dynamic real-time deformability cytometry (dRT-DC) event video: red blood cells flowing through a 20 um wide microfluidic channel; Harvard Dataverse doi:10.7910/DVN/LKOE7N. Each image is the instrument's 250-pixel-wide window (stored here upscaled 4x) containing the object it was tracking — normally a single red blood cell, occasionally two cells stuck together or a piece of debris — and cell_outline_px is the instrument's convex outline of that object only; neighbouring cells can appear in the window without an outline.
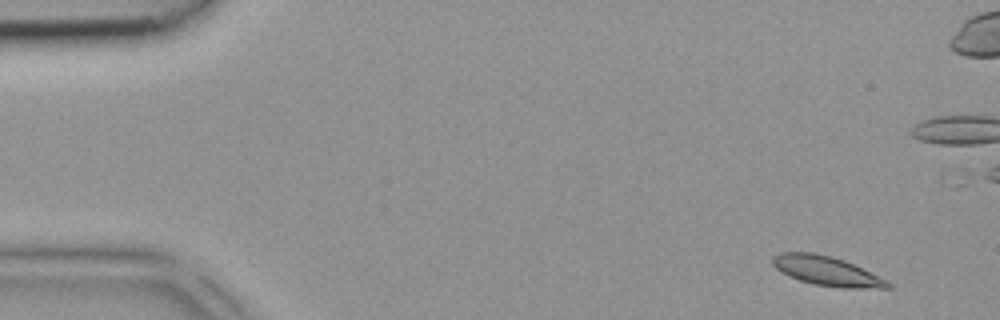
{"species": "common noctule bat (a hibernating species)", "species_latin": "Nyctalus noctula", "temperature_condition": "room temperature", "stored_images_in_passage": 5, "camera_frame_rate_fps": 3000, "um_per_image_px": 0.085, "animal": {"sex": "female", "body_mass_g": 18.4}, "frame": {"image": 1, "passage_image": 1, "time_ms": 0.0, "image_size_px": [1000, 320], "cell_outline_px": [[892, 288], [840, 288], [816, 284], [800, 280], [788, 276], [776, 268], [772, 264], [772, 256], [780, 252], [816, 252], [832, 256], [844, 260], [892, 284]], "centroid_in_image_um": [70.2, 23.02], "position_along_channel_um": 14.8, "area_um2": 19.48}}